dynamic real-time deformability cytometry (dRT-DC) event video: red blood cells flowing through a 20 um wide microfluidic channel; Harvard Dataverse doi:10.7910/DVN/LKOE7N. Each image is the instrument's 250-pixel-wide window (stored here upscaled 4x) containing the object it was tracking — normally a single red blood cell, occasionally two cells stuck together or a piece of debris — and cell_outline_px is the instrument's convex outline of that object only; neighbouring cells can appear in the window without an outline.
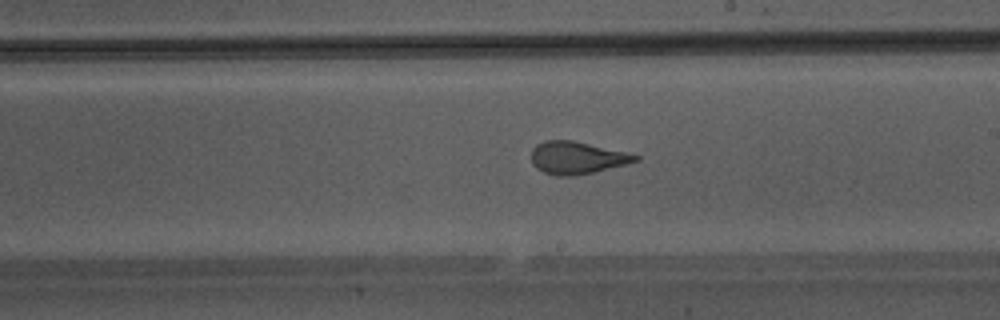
{"species": "Egyptian fruit bat (a non-hibernating species)", "species_latin": "Rousettus aegyptiacus", "temperature_condition": "warm", "stored_images_in_passage": 24, "camera_frame_rate_fps": 3000, "um_per_image_px": 0.085, "animal": {"sex": "male"}, "frame": {"image": 1, "passage_image": 14, "time_ms": 4.333, "image_size_px": [1000, 320], "cell_outline_px": [[640, 160], [592, 172], [572, 176], [556, 176], [544, 172], [536, 168], [532, 164], [532, 148], [536, 144], [544, 140], [572, 140], [624, 152], [640, 156]], "centroid_in_image_um": [48.98, 13.4], "position_along_channel_um": 240.0, "area_um2": 19.36}}
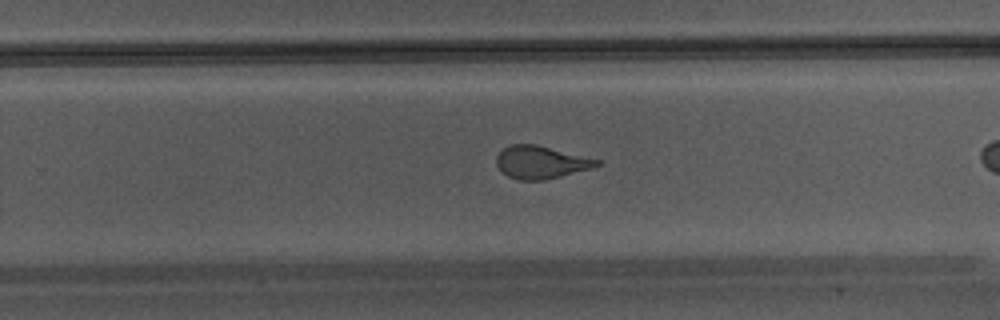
{"frame": {"image": 2, "passage_image": 17, "time_ms": 5.333, "image_size_px": [1000, 320], "cell_outline_px": [[600, 164], [592, 168], [544, 180], [520, 180], [508, 176], [496, 164], [496, 156], [504, 148], [512, 144], [536, 144], [600, 160]], "centroid_in_image_um": [45.97, 13.79], "position_along_channel_um": 283.8, "area_um2": 18.84}}